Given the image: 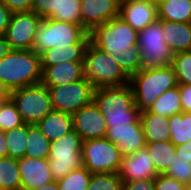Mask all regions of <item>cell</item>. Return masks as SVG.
I'll return each instance as SVG.
<instances>
[{"instance_id":"19","label":"cell","mask_w":191,"mask_h":190,"mask_svg":"<svg viewBox=\"0 0 191 190\" xmlns=\"http://www.w3.org/2000/svg\"><path fill=\"white\" fill-rule=\"evenodd\" d=\"M42 67L41 83L46 87L67 85L84 79L83 62H62Z\"/></svg>"},{"instance_id":"38","label":"cell","mask_w":191,"mask_h":190,"mask_svg":"<svg viewBox=\"0 0 191 190\" xmlns=\"http://www.w3.org/2000/svg\"><path fill=\"white\" fill-rule=\"evenodd\" d=\"M155 190H186L187 185L165 174H158L154 178Z\"/></svg>"},{"instance_id":"32","label":"cell","mask_w":191,"mask_h":190,"mask_svg":"<svg viewBox=\"0 0 191 190\" xmlns=\"http://www.w3.org/2000/svg\"><path fill=\"white\" fill-rule=\"evenodd\" d=\"M92 174L81 167L57 180L59 190H87Z\"/></svg>"},{"instance_id":"11","label":"cell","mask_w":191,"mask_h":190,"mask_svg":"<svg viewBox=\"0 0 191 190\" xmlns=\"http://www.w3.org/2000/svg\"><path fill=\"white\" fill-rule=\"evenodd\" d=\"M53 110L73 114L93 101L95 88L82 79L67 85L48 87Z\"/></svg>"},{"instance_id":"5","label":"cell","mask_w":191,"mask_h":190,"mask_svg":"<svg viewBox=\"0 0 191 190\" xmlns=\"http://www.w3.org/2000/svg\"><path fill=\"white\" fill-rule=\"evenodd\" d=\"M90 34L81 25L44 18L38 25L33 50L38 55L50 48L66 47L76 43H89Z\"/></svg>"},{"instance_id":"42","label":"cell","mask_w":191,"mask_h":190,"mask_svg":"<svg viewBox=\"0 0 191 190\" xmlns=\"http://www.w3.org/2000/svg\"><path fill=\"white\" fill-rule=\"evenodd\" d=\"M182 109L191 113V85L178 84Z\"/></svg>"},{"instance_id":"27","label":"cell","mask_w":191,"mask_h":190,"mask_svg":"<svg viewBox=\"0 0 191 190\" xmlns=\"http://www.w3.org/2000/svg\"><path fill=\"white\" fill-rule=\"evenodd\" d=\"M148 111L168 118L174 114L181 113L183 109L179 87L177 86L161 94Z\"/></svg>"},{"instance_id":"21","label":"cell","mask_w":191,"mask_h":190,"mask_svg":"<svg viewBox=\"0 0 191 190\" xmlns=\"http://www.w3.org/2000/svg\"><path fill=\"white\" fill-rule=\"evenodd\" d=\"M36 126L51 142L73 130L72 114L52 110Z\"/></svg>"},{"instance_id":"2","label":"cell","mask_w":191,"mask_h":190,"mask_svg":"<svg viewBox=\"0 0 191 190\" xmlns=\"http://www.w3.org/2000/svg\"><path fill=\"white\" fill-rule=\"evenodd\" d=\"M41 57L33 50H11L0 59V81L11 91L41 83Z\"/></svg>"},{"instance_id":"39","label":"cell","mask_w":191,"mask_h":190,"mask_svg":"<svg viewBox=\"0 0 191 190\" xmlns=\"http://www.w3.org/2000/svg\"><path fill=\"white\" fill-rule=\"evenodd\" d=\"M58 2L59 0H32L31 11L44 19L52 12H58Z\"/></svg>"},{"instance_id":"3","label":"cell","mask_w":191,"mask_h":190,"mask_svg":"<svg viewBox=\"0 0 191 190\" xmlns=\"http://www.w3.org/2000/svg\"><path fill=\"white\" fill-rule=\"evenodd\" d=\"M136 107L140 112L148 111L157 98L178 86L172 66L155 69H141L129 78Z\"/></svg>"},{"instance_id":"25","label":"cell","mask_w":191,"mask_h":190,"mask_svg":"<svg viewBox=\"0 0 191 190\" xmlns=\"http://www.w3.org/2000/svg\"><path fill=\"white\" fill-rule=\"evenodd\" d=\"M155 170L158 174H164L176 155V146L171 141L146 143Z\"/></svg>"},{"instance_id":"41","label":"cell","mask_w":191,"mask_h":190,"mask_svg":"<svg viewBox=\"0 0 191 190\" xmlns=\"http://www.w3.org/2000/svg\"><path fill=\"white\" fill-rule=\"evenodd\" d=\"M9 10L14 12H28L32 9V0H1Z\"/></svg>"},{"instance_id":"17","label":"cell","mask_w":191,"mask_h":190,"mask_svg":"<svg viewBox=\"0 0 191 190\" xmlns=\"http://www.w3.org/2000/svg\"><path fill=\"white\" fill-rule=\"evenodd\" d=\"M104 138L115 143L123 156L134 153L146 146L141 123H127V125L107 127Z\"/></svg>"},{"instance_id":"35","label":"cell","mask_w":191,"mask_h":190,"mask_svg":"<svg viewBox=\"0 0 191 190\" xmlns=\"http://www.w3.org/2000/svg\"><path fill=\"white\" fill-rule=\"evenodd\" d=\"M23 124L21 115L11 98L0 104V129L2 131H9Z\"/></svg>"},{"instance_id":"9","label":"cell","mask_w":191,"mask_h":190,"mask_svg":"<svg viewBox=\"0 0 191 190\" xmlns=\"http://www.w3.org/2000/svg\"><path fill=\"white\" fill-rule=\"evenodd\" d=\"M10 98L25 124L36 125L53 110L48 87L42 83L14 89Z\"/></svg>"},{"instance_id":"14","label":"cell","mask_w":191,"mask_h":190,"mask_svg":"<svg viewBox=\"0 0 191 190\" xmlns=\"http://www.w3.org/2000/svg\"><path fill=\"white\" fill-rule=\"evenodd\" d=\"M119 17L139 32L158 20L157 2L153 0H121Z\"/></svg>"},{"instance_id":"10","label":"cell","mask_w":191,"mask_h":190,"mask_svg":"<svg viewBox=\"0 0 191 190\" xmlns=\"http://www.w3.org/2000/svg\"><path fill=\"white\" fill-rule=\"evenodd\" d=\"M82 160L85 167L93 173H118L123 155L115 143L105 138L82 141Z\"/></svg>"},{"instance_id":"45","label":"cell","mask_w":191,"mask_h":190,"mask_svg":"<svg viewBox=\"0 0 191 190\" xmlns=\"http://www.w3.org/2000/svg\"><path fill=\"white\" fill-rule=\"evenodd\" d=\"M10 44L6 41L4 35H0V59L11 51Z\"/></svg>"},{"instance_id":"40","label":"cell","mask_w":191,"mask_h":190,"mask_svg":"<svg viewBox=\"0 0 191 190\" xmlns=\"http://www.w3.org/2000/svg\"><path fill=\"white\" fill-rule=\"evenodd\" d=\"M122 190H155L154 179L123 182Z\"/></svg>"},{"instance_id":"4","label":"cell","mask_w":191,"mask_h":190,"mask_svg":"<svg viewBox=\"0 0 191 190\" xmlns=\"http://www.w3.org/2000/svg\"><path fill=\"white\" fill-rule=\"evenodd\" d=\"M83 69L84 78L95 89L129 84V77L123 72L116 58L96 47L91 41L84 52Z\"/></svg>"},{"instance_id":"26","label":"cell","mask_w":191,"mask_h":190,"mask_svg":"<svg viewBox=\"0 0 191 190\" xmlns=\"http://www.w3.org/2000/svg\"><path fill=\"white\" fill-rule=\"evenodd\" d=\"M170 141L175 145L186 144L191 140V113L174 114L168 118Z\"/></svg>"},{"instance_id":"18","label":"cell","mask_w":191,"mask_h":190,"mask_svg":"<svg viewBox=\"0 0 191 190\" xmlns=\"http://www.w3.org/2000/svg\"><path fill=\"white\" fill-rule=\"evenodd\" d=\"M21 190H35L53 180L48 159L23 157L18 159Z\"/></svg>"},{"instance_id":"48","label":"cell","mask_w":191,"mask_h":190,"mask_svg":"<svg viewBox=\"0 0 191 190\" xmlns=\"http://www.w3.org/2000/svg\"><path fill=\"white\" fill-rule=\"evenodd\" d=\"M35 190H59L57 181H52L50 183H46Z\"/></svg>"},{"instance_id":"8","label":"cell","mask_w":191,"mask_h":190,"mask_svg":"<svg viewBox=\"0 0 191 190\" xmlns=\"http://www.w3.org/2000/svg\"><path fill=\"white\" fill-rule=\"evenodd\" d=\"M137 44L141 50V69L172 66L174 54L163 38L162 20L140 30Z\"/></svg>"},{"instance_id":"29","label":"cell","mask_w":191,"mask_h":190,"mask_svg":"<svg viewBox=\"0 0 191 190\" xmlns=\"http://www.w3.org/2000/svg\"><path fill=\"white\" fill-rule=\"evenodd\" d=\"M0 186L3 190H21L17 159L9 156L0 158Z\"/></svg>"},{"instance_id":"31","label":"cell","mask_w":191,"mask_h":190,"mask_svg":"<svg viewBox=\"0 0 191 190\" xmlns=\"http://www.w3.org/2000/svg\"><path fill=\"white\" fill-rule=\"evenodd\" d=\"M80 6L81 0H59L58 12H52L47 18L82 26Z\"/></svg>"},{"instance_id":"15","label":"cell","mask_w":191,"mask_h":190,"mask_svg":"<svg viewBox=\"0 0 191 190\" xmlns=\"http://www.w3.org/2000/svg\"><path fill=\"white\" fill-rule=\"evenodd\" d=\"M118 174L122 182L154 179L158 175L146 147L123 156Z\"/></svg>"},{"instance_id":"13","label":"cell","mask_w":191,"mask_h":190,"mask_svg":"<svg viewBox=\"0 0 191 190\" xmlns=\"http://www.w3.org/2000/svg\"><path fill=\"white\" fill-rule=\"evenodd\" d=\"M72 124L83 141L104 138L107 130L106 120L94 101L72 114Z\"/></svg>"},{"instance_id":"44","label":"cell","mask_w":191,"mask_h":190,"mask_svg":"<svg viewBox=\"0 0 191 190\" xmlns=\"http://www.w3.org/2000/svg\"><path fill=\"white\" fill-rule=\"evenodd\" d=\"M176 156L191 163V140L186 144L176 146Z\"/></svg>"},{"instance_id":"43","label":"cell","mask_w":191,"mask_h":190,"mask_svg":"<svg viewBox=\"0 0 191 190\" xmlns=\"http://www.w3.org/2000/svg\"><path fill=\"white\" fill-rule=\"evenodd\" d=\"M11 16L12 12L2 1H0V35H4L7 30Z\"/></svg>"},{"instance_id":"30","label":"cell","mask_w":191,"mask_h":190,"mask_svg":"<svg viewBox=\"0 0 191 190\" xmlns=\"http://www.w3.org/2000/svg\"><path fill=\"white\" fill-rule=\"evenodd\" d=\"M28 124L5 131L7 154L13 159H22L26 152Z\"/></svg>"},{"instance_id":"12","label":"cell","mask_w":191,"mask_h":190,"mask_svg":"<svg viewBox=\"0 0 191 190\" xmlns=\"http://www.w3.org/2000/svg\"><path fill=\"white\" fill-rule=\"evenodd\" d=\"M42 18L35 12L12 13L9 26L4 33L12 50H31L38 25Z\"/></svg>"},{"instance_id":"20","label":"cell","mask_w":191,"mask_h":190,"mask_svg":"<svg viewBox=\"0 0 191 190\" xmlns=\"http://www.w3.org/2000/svg\"><path fill=\"white\" fill-rule=\"evenodd\" d=\"M162 33L173 54L191 51V23L162 20Z\"/></svg>"},{"instance_id":"22","label":"cell","mask_w":191,"mask_h":190,"mask_svg":"<svg viewBox=\"0 0 191 190\" xmlns=\"http://www.w3.org/2000/svg\"><path fill=\"white\" fill-rule=\"evenodd\" d=\"M140 121L146 143L170 141L168 117L144 111L140 114Z\"/></svg>"},{"instance_id":"1","label":"cell","mask_w":191,"mask_h":190,"mask_svg":"<svg viewBox=\"0 0 191 190\" xmlns=\"http://www.w3.org/2000/svg\"><path fill=\"white\" fill-rule=\"evenodd\" d=\"M93 101L103 114L107 127L141 123L129 84L121 87H101L94 90Z\"/></svg>"},{"instance_id":"7","label":"cell","mask_w":191,"mask_h":190,"mask_svg":"<svg viewBox=\"0 0 191 190\" xmlns=\"http://www.w3.org/2000/svg\"><path fill=\"white\" fill-rule=\"evenodd\" d=\"M82 141L75 130L51 141L48 163L54 181L60 180L69 172L83 167Z\"/></svg>"},{"instance_id":"23","label":"cell","mask_w":191,"mask_h":190,"mask_svg":"<svg viewBox=\"0 0 191 190\" xmlns=\"http://www.w3.org/2000/svg\"><path fill=\"white\" fill-rule=\"evenodd\" d=\"M87 44L76 43L62 48H50L40 55L41 66H53L66 61L83 62Z\"/></svg>"},{"instance_id":"16","label":"cell","mask_w":191,"mask_h":190,"mask_svg":"<svg viewBox=\"0 0 191 190\" xmlns=\"http://www.w3.org/2000/svg\"><path fill=\"white\" fill-rule=\"evenodd\" d=\"M121 0H81L82 26L90 33L95 27L119 16Z\"/></svg>"},{"instance_id":"46","label":"cell","mask_w":191,"mask_h":190,"mask_svg":"<svg viewBox=\"0 0 191 190\" xmlns=\"http://www.w3.org/2000/svg\"><path fill=\"white\" fill-rule=\"evenodd\" d=\"M11 97V90L0 81V103L6 102Z\"/></svg>"},{"instance_id":"34","label":"cell","mask_w":191,"mask_h":190,"mask_svg":"<svg viewBox=\"0 0 191 190\" xmlns=\"http://www.w3.org/2000/svg\"><path fill=\"white\" fill-rule=\"evenodd\" d=\"M123 182L118 173H93L87 190H122Z\"/></svg>"},{"instance_id":"36","label":"cell","mask_w":191,"mask_h":190,"mask_svg":"<svg viewBox=\"0 0 191 190\" xmlns=\"http://www.w3.org/2000/svg\"><path fill=\"white\" fill-rule=\"evenodd\" d=\"M172 67L178 84L191 85V51L174 54Z\"/></svg>"},{"instance_id":"37","label":"cell","mask_w":191,"mask_h":190,"mask_svg":"<svg viewBox=\"0 0 191 190\" xmlns=\"http://www.w3.org/2000/svg\"><path fill=\"white\" fill-rule=\"evenodd\" d=\"M164 174L191 186V163L176 155Z\"/></svg>"},{"instance_id":"28","label":"cell","mask_w":191,"mask_h":190,"mask_svg":"<svg viewBox=\"0 0 191 190\" xmlns=\"http://www.w3.org/2000/svg\"><path fill=\"white\" fill-rule=\"evenodd\" d=\"M50 143L36 125L28 124L27 149L24 157L48 159Z\"/></svg>"},{"instance_id":"33","label":"cell","mask_w":191,"mask_h":190,"mask_svg":"<svg viewBox=\"0 0 191 190\" xmlns=\"http://www.w3.org/2000/svg\"><path fill=\"white\" fill-rule=\"evenodd\" d=\"M123 72L130 78L141 70V50L138 44L115 56Z\"/></svg>"},{"instance_id":"24","label":"cell","mask_w":191,"mask_h":190,"mask_svg":"<svg viewBox=\"0 0 191 190\" xmlns=\"http://www.w3.org/2000/svg\"><path fill=\"white\" fill-rule=\"evenodd\" d=\"M159 20L191 23V0H158Z\"/></svg>"},{"instance_id":"6","label":"cell","mask_w":191,"mask_h":190,"mask_svg":"<svg viewBox=\"0 0 191 190\" xmlns=\"http://www.w3.org/2000/svg\"><path fill=\"white\" fill-rule=\"evenodd\" d=\"M89 34L90 41L112 57L122 55L138 43V31L119 16L95 27Z\"/></svg>"},{"instance_id":"47","label":"cell","mask_w":191,"mask_h":190,"mask_svg":"<svg viewBox=\"0 0 191 190\" xmlns=\"http://www.w3.org/2000/svg\"><path fill=\"white\" fill-rule=\"evenodd\" d=\"M7 143L5 139V131L0 129V158L7 157Z\"/></svg>"}]
</instances>
